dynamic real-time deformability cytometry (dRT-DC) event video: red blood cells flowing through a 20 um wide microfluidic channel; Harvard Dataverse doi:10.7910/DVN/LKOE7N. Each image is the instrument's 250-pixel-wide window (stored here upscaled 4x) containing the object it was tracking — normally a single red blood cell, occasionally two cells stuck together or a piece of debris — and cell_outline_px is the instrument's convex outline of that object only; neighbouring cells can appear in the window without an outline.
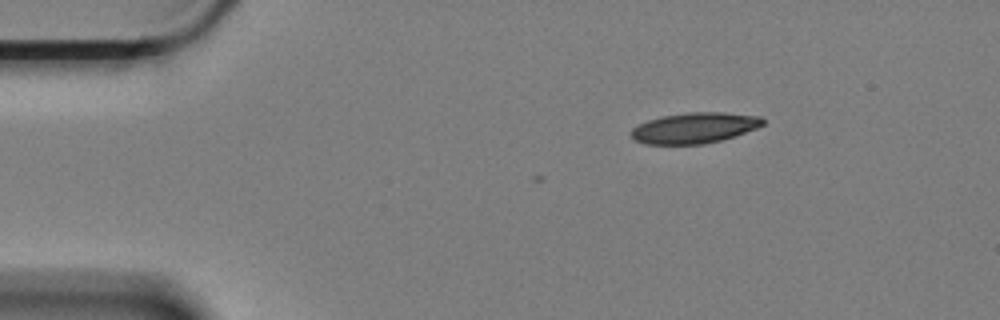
{"species": "Egyptian fruit bat (a non-hibernating species)", "species_latin": "Rousettus aegyptiacus", "temperature_condition": "cold", "stored_images_in_passage": 4, "camera_frame_rate_fps": 3000, "um_per_image_px": 0.085, "animal": {"sex": "female"}, "frame": {"image": 1, "passage_image": 1, "time_ms": 0.0, "image_size_px": [1000, 320], "cell_outline_px": [[764, 124], [756, 128], [720, 140], [704, 144], [648, 144], [636, 140], [628, 132], [632, 128], [648, 120], [664, 116], [688, 112], [724, 112], [760, 116], [764, 120]], "centroid_in_image_um": [59.02, 10.86], "position_along_channel_um": 26.0, "area_um2": 23.29}}